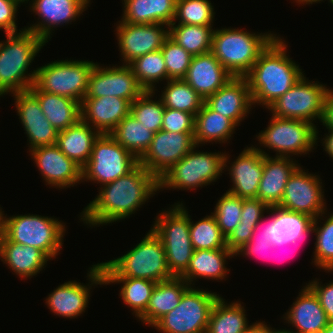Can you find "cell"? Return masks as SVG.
Segmentation results:
<instances>
[{"mask_svg":"<svg viewBox=\"0 0 333 333\" xmlns=\"http://www.w3.org/2000/svg\"><path fill=\"white\" fill-rule=\"evenodd\" d=\"M99 264L104 277L141 278L154 282L174 277L168 269L162 241L152 229L123 256Z\"/></svg>","mask_w":333,"mask_h":333,"instance_id":"obj_4","label":"cell"},{"mask_svg":"<svg viewBox=\"0 0 333 333\" xmlns=\"http://www.w3.org/2000/svg\"><path fill=\"white\" fill-rule=\"evenodd\" d=\"M264 154L263 175L259 184L257 199L269 207L278 206L283 197L287 181L300 166L290 157H270L262 149L255 147Z\"/></svg>","mask_w":333,"mask_h":333,"instance_id":"obj_26","label":"cell"},{"mask_svg":"<svg viewBox=\"0 0 333 333\" xmlns=\"http://www.w3.org/2000/svg\"><path fill=\"white\" fill-rule=\"evenodd\" d=\"M30 91L37 97L43 114L58 132L67 129L81 119L78 101L41 90Z\"/></svg>","mask_w":333,"mask_h":333,"instance_id":"obj_35","label":"cell"},{"mask_svg":"<svg viewBox=\"0 0 333 333\" xmlns=\"http://www.w3.org/2000/svg\"><path fill=\"white\" fill-rule=\"evenodd\" d=\"M273 333H295V332H293V331H290V330H285V329H283V330H273Z\"/></svg>","mask_w":333,"mask_h":333,"instance_id":"obj_61","label":"cell"},{"mask_svg":"<svg viewBox=\"0 0 333 333\" xmlns=\"http://www.w3.org/2000/svg\"><path fill=\"white\" fill-rule=\"evenodd\" d=\"M255 226L237 225L231 234L226 238L227 248L236 253L250 239Z\"/></svg>","mask_w":333,"mask_h":333,"instance_id":"obj_53","label":"cell"},{"mask_svg":"<svg viewBox=\"0 0 333 333\" xmlns=\"http://www.w3.org/2000/svg\"><path fill=\"white\" fill-rule=\"evenodd\" d=\"M195 116L191 113L177 109H164L162 120L163 131L168 132H194Z\"/></svg>","mask_w":333,"mask_h":333,"instance_id":"obj_48","label":"cell"},{"mask_svg":"<svg viewBox=\"0 0 333 333\" xmlns=\"http://www.w3.org/2000/svg\"><path fill=\"white\" fill-rule=\"evenodd\" d=\"M228 168L233 187L228 190L243 199L257 198L263 175L264 154L247 146Z\"/></svg>","mask_w":333,"mask_h":333,"instance_id":"obj_24","label":"cell"},{"mask_svg":"<svg viewBox=\"0 0 333 333\" xmlns=\"http://www.w3.org/2000/svg\"><path fill=\"white\" fill-rule=\"evenodd\" d=\"M256 137L260 145L274 149L276 156L290 157L312 151L317 144L318 130L314 122L272 115L268 127Z\"/></svg>","mask_w":333,"mask_h":333,"instance_id":"obj_11","label":"cell"},{"mask_svg":"<svg viewBox=\"0 0 333 333\" xmlns=\"http://www.w3.org/2000/svg\"><path fill=\"white\" fill-rule=\"evenodd\" d=\"M326 128H333V90H329L324 103V113L321 121Z\"/></svg>","mask_w":333,"mask_h":333,"instance_id":"obj_54","label":"cell"},{"mask_svg":"<svg viewBox=\"0 0 333 333\" xmlns=\"http://www.w3.org/2000/svg\"><path fill=\"white\" fill-rule=\"evenodd\" d=\"M317 280L308 283V287L317 296L322 308L324 309L328 321H333V281L322 285Z\"/></svg>","mask_w":333,"mask_h":333,"instance_id":"obj_51","label":"cell"},{"mask_svg":"<svg viewBox=\"0 0 333 333\" xmlns=\"http://www.w3.org/2000/svg\"><path fill=\"white\" fill-rule=\"evenodd\" d=\"M321 333H333V321L329 322L328 325L321 331Z\"/></svg>","mask_w":333,"mask_h":333,"instance_id":"obj_59","label":"cell"},{"mask_svg":"<svg viewBox=\"0 0 333 333\" xmlns=\"http://www.w3.org/2000/svg\"><path fill=\"white\" fill-rule=\"evenodd\" d=\"M190 285L181 277L157 282L146 311L139 321L153 326L160 318L179 305L183 293Z\"/></svg>","mask_w":333,"mask_h":333,"instance_id":"obj_30","label":"cell"},{"mask_svg":"<svg viewBox=\"0 0 333 333\" xmlns=\"http://www.w3.org/2000/svg\"><path fill=\"white\" fill-rule=\"evenodd\" d=\"M269 220V221H268ZM263 218L257 223L254 228L253 234L251 237H263V238H270V219H266V222L263 224ZM264 225V226H263Z\"/></svg>","mask_w":333,"mask_h":333,"instance_id":"obj_55","label":"cell"},{"mask_svg":"<svg viewBox=\"0 0 333 333\" xmlns=\"http://www.w3.org/2000/svg\"><path fill=\"white\" fill-rule=\"evenodd\" d=\"M163 24H128L119 21L116 35L123 64L150 52L161 50L169 38V26ZM168 28V29H167Z\"/></svg>","mask_w":333,"mask_h":333,"instance_id":"obj_17","label":"cell"},{"mask_svg":"<svg viewBox=\"0 0 333 333\" xmlns=\"http://www.w3.org/2000/svg\"><path fill=\"white\" fill-rule=\"evenodd\" d=\"M209 0H177L173 23L178 24L213 25L214 8Z\"/></svg>","mask_w":333,"mask_h":333,"instance_id":"obj_45","label":"cell"},{"mask_svg":"<svg viewBox=\"0 0 333 333\" xmlns=\"http://www.w3.org/2000/svg\"><path fill=\"white\" fill-rule=\"evenodd\" d=\"M204 103L239 126L253 105L247 78H231L214 94L208 96Z\"/></svg>","mask_w":333,"mask_h":333,"instance_id":"obj_22","label":"cell"},{"mask_svg":"<svg viewBox=\"0 0 333 333\" xmlns=\"http://www.w3.org/2000/svg\"><path fill=\"white\" fill-rule=\"evenodd\" d=\"M3 211L0 208V231L2 229V225H3V219H4V214L2 213Z\"/></svg>","mask_w":333,"mask_h":333,"instance_id":"obj_62","label":"cell"},{"mask_svg":"<svg viewBox=\"0 0 333 333\" xmlns=\"http://www.w3.org/2000/svg\"><path fill=\"white\" fill-rule=\"evenodd\" d=\"M314 233V226L313 224L305 231L302 233V235L300 237H298V239L294 242H292L291 244H287V245H284V246H274L273 247V252H272V255H276L278 252H280V250L282 251V249L284 248H287V247H292V246H295L297 247L298 243H301V241H303V239H305V237H307L310 233ZM282 248V249H281ZM279 254V253H278ZM277 254V255H278ZM276 257V256H275Z\"/></svg>","mask_w":333,"mask_h":333,"instance_id":"obj_56","label":"cell"},{"mask_svg":"<svg viewBox=\"0 0 333 333\" xmlns=\"http://www.w3.org/2000/svg\"><path fill=\"white\" fill-rule=\"evenodd\" d=\"M101 187L99 195L90 201L81 215L82 221L90 226L105 225L129 217L159 191V182L138 164L127 175Z\"/></svg>","mask_w":333,"mask_h":333,"instance_id":"obj_1","label":"cell"},{"mask_svg":"<svg viewBox=\"0 0 333 333\" xmlns=\"http://www.w3.org/2000/svg\"><path fill=\"white\" fill-rule=\"evenodd\" d=\"M161 51L167 69V80L183 79L193 56L170 37L164 42Z\"/></svg>","mask_w":333,"mask_h":333,"instance_id":"obj_47","label":"cell"},{"mask_svg":"<svg viewBox=\"0 0 333 333\" xmlns=\"http://www.w3.org/2000/svg\"><path fill=\"white\" fill-rule=\"evenodd\" d=\"M299 4H312V3H317L323 0H295Z\"/></svg>","mask_w":333,"mask_h":333,"instance_id":"obj_60","label":"cell"},{"mask_svg":"<svg viewBox=\"0 0 333 333\" xmlns=\"http://www.w3.org/2000/svg\"><path fill=\"white\" fill-rule=\"evenodd\" d=\"M176 2L177 0H124L121 21L128 24L170 26L174 21Z\"/></svg>","mask_w":333,"mask_h":333,"instance_id":"obj_31","label":"cell"},{"mask_svg":"<svg viewBox=\"0 0 333 333\" xmlns=\"http://www.w3.org/2000/svg\"><path fill=\"white\" fill-rule=\"evenodd\" d=\"M190 238L194 250L228 249L226 237L212 214L195 224L190 218Z\"/></svg>","mask_w":333,"mask_h":333,"instance_id":"obj_42","label":"cell"},{"mask_svg":"<svg viewBox=\"0 0 333 333\" xmlns=\"http://www.w3.org/2000/svg\"><path fill=\"white\" fill-rule=\"evenodd\" d=\"M132 102L116 96L84 98L80 104L81 119L100 134H109L130 114ZM89 120V121H88Z\"/></svg>","mask_w":333,"mask_h":333,"instance_id":"obj_23","label":"cell"},{"mask_svg":"<svg viewBox=\"0 0 333 333\" xmlns=\"http://www.w3.org/2000/svg\"><path fill=\"white\" fill-rule=\"evenodd\" d=\"M19 5L15 0H0V29L5 34L18 33L15 19Z\"/></svg>","mask_w":333,"mask_h":333,"instance_id":"obj_50","label":"cell"},{"mask_svg":"<svg viewBox=\"0 0 333 333\" xmlns=\"http://www.w3.org/2000/svg\"><path fill=\"white\" fill-rule=\"evenodd\" d=\"M196 146L194 132H168L159 130L139 164L159 179L173 165Z\"/></svg>","mask_w":333,"mask_h":333,"instance_id":"obj_14","label":"cell"},{"mask_svg":"<svg viewBox=\"0 0 333 333\" xmlns=\"http://www.w3.org/2000/svg\"><path fill=\"white\" fill-rule=\"evenodd\" d=\"M138 82L145 91L155 90L154 83L167 80V69L161 50L135 58L128 64Z\"/></svg>","mask_w":333,"mask_h":333,"instance_id":"obj_41","label":"cell"},{"mask_svg":"<svg viewBox=\"0 0 333 333\" xmlns=\"http://www.w3.org/2000/svg\"><path fill=\"white\" fill-rule=\"evenodd\" d=\"M242 206L243 198L226 191L218 200L215 211L211 213L226 238L240 223Z\"/></svg>","mask_w":333,"mask_h":333,"instance_id":"obj_46","label":"cell"},{"mask_svg":"<svg viewBox=\"0 0 333 333\" xmlns=\"http://www.w3.org/2000/svg\"><path fill=\"white\" fill-rule=\"evenodd\" d=\"M268 209L269 206L257 198L243 199L239 225L256 226L264 218V211Z\"/></svg>","mask_w":333,"mask_h":333,"instance_id":"obj_49","label":"cell"},{"mask_svg":"<svg viewBox=\"0 0 333 333\" xmlns=\"http://www.w3.org/2000/svg\"><path fill=\"white\" fill-rule=\"evenodd\" d=\"M48 185L66 188L82 182V168L68 158L56 144L29 150Z\"/></svg>","mask_w":333,"mask_h":333,"instance_id":"obj_19","label":"cell"},{"mask_svg":"<svg viewBox=\"0 0 333 333\" xmlns=\"http://www.w3.org/2000/svg\"><path fill=\"white\" fill-rule=\"evenodd\" d=\"M100 133L79 119L67 129L58 132L56 145L72 161L83 168L90 159L95 140Z\"/></svg>","mask_w":333,"mask_h":333,"instance_id":"obj_29","label":"cell"},{"mask_svg":"<svg viewBox=\"0 0 333 333\" xmlns=\"http://www.w3.org/2000/svg\"><path fill=\"white\" fill-rule=\"evenodd\" d=\"M15 1H17L19 4H21V3L25 2V1H27V3H28L29 0H15Z\"/></svg>","mask_w":333,"mask_h":333,"instance_id":"obj_63","label":"cell"},{"mask_svg":"<svg viewBox=\"0 0 333 333\" xmlns=\"http://www.w3.org/2000/svg\"><path fill=\"white\" fill-rule=\"evenodd\" d=\"M144 91L129 65L111 68L96 63L89 75L85 98L116 96L133 102Z\"/></svg>","mask_w":333,"mask_h":333,"instance_id":"obj_16","label":"cell"},{"mask_svg":"<svg viewBox=\"0 0 333 333\" xmlns=\"http://www.w3.org/2000/svg\"><path fill=\"white\" fill-rule=\"evenodd\" d=\"M329 88L316 81H308L304 75L284 95L267 109L273 116L313 122L322 121L324 103Z\"/></svg>","mask_w":333,"mask_h":333,"instance_id":"obj_13","label":"cell"},{"mask_svg":"<svg viewBox=\"0 0 333 333\" xmlns=\"http://www.w3.org/2000/svg\"><path fill=\"white\" fill-rule=\"evenodd\" d=\"M196 147L158 179L159 190L164 188L190 190L206 186L219 178L223 170L229 167L226 164L229 162L227 154L200 152L195 149Z\"/></svg>","mask_w":333,"mask_h":333,"instance_id":"obj_8","label":"cell"},{"mask_svg":"<svg viewBox=\"0 0 333 333\" xmlns=\"http://www.w3.org/2000/svg\"><path fill=\"white\" fill-rule=\"evenodd\" d=\"M274 33H250L243 29H214L211 53L234 77H245L260 53L276 37Z\"/></svg>","mask_w":333,"mask_h":333,"instance_id":"obj_5","label":"cell"},{"mask_svg":"<svg viewBox=\"0 0 333 333\" xmlns=\"http://www.w3.org/2000/svg\"><path fill=\"white\" fill-rule=\"evenodd\" d=\"M320 214L313 221L314 233L316 234L314 261L315 266L323 270L333 271V213L326 218L325 223L319 224L318 219H322ZM322 226V227H321Z\"/></svg>","mask_w":333,"mask_h":333,"instance_id":"obj_44","label":"cell"},{"mask_svg":"<svg viewBox=\"0 0 333 333\" xmlns=\"http://www.w3.org/2000/svg\"><path fill=\"white\" fill-rule=\"evenodd\" d=\"M156 90L144 91L131 104L130 114L154 133L162 128L165 106L161 100H152Z\"/></svg>","mask_w":333,"mask_h":333,"instance_id":"obj_43","label":"cell"},{"mask_svg":"<svg viewBox=\"0 0 333 333\" xmlns=\"http://www.w3.org/2000/svg\"><path fill=\"white\" fill-rule=\"evenodd\" d=\"M236 254L229 249L194 250L186 271L180 276L190 286L193 279L223 280L230 270L226 268V259ZM197 277V278H196Z\"/></svg>","mask_w":333,"mask_h":333,"instance_id":"obj_33","label":"cell"},{"mask_svg":"<svg viewBox=\"0 0 333 333\" xmlns=\"http://www.w3.org/2000/svg\"><path fill=\"white\" fill-rule=\"evenodd\" d=\"M233 77L218 59L208 52L192 57L183 80L205 100Z\"/></svg>","mask_w":333,"mask_h":333,"instance_id":"obj_25","label":"cell"},{"mask_svg":"<svg viewBox=\"0 0 333 333\" xmlns=\"http://www.w3.org/2000/svg\"><path fill=\"white\" fill-rule=\"evenodd\" d=\"M89 281L88 285L80 282L68 281L59 285L46 297V304L50 311L59 317L74 318L85 312L90 299V287L94 284L104 285V272L101 265L95 264L87 273ZM91 285V286H89Z\"/></svg>","mask_w":333,"mask_h":333,"instance_id":"obj_18","label":"cell"},{"mask_svg":"<svg viewBox=\"0 0 333 333\" xmlns=\"http://www.w3.org/2000/svg\"><path fill=\"white\" fill-rule=\"evenodd\" d=\"M104 283H122L120 296L132 308L135 317L139 318L146 311L157 282L141 278L104 277Z\"/></svg>","mask_w":333,"mask_h":333,"instance_id":"obj_39","label":"cell"},{"mask_svg":"<svg viewBox=\"0 0 333 333\" xmlns=\"http://www.w3.org/2000/svg\"><path fill=\"white\" fill-rule=\"evenodd\" d=\"M154 132L137 121L131 114L123 118L109 135L138 160L148 150Z\"/></svg>","mask_w":333,"mask_h":333,"instance_id":"obj_37","label":"cell"},{"mask_svg":"<svg viewBox=\"0 0 333 333\" xmlns=\"http://www.w3.org/2000/svg\"><path fill=\"white\" fill-rule=\"evenodd\" d=\"M288 310L283 318L297 329L295 333H321L329 323L317 296L308 286H304Z\"/></svg>","mask_w":333,"mask_h":333,"instance_id":"obj_27","label":"cell"},{"mask_svg":"<svg viewBox=\"0 0 333 333\" xmlns=\"http://www.w3.org/2000/svg\"><path fill=\"white\" fill-rule=\"evenodd\" d=\"M245 333H273V329L266 325L265 321H260L250 325Z\"/></svg>","mask_w":333,"mask_h":333,"instance_id":"obj_57","label":"cell"},{"mask_svg":"<svg viewBox=\"0 0 333 333\" xmlns=\"http://www.w3.org/2000/svg\"><path fill=\"white\" fill-rule=\"evenodd\" d=\"M219 295L189 286L179 305L160 318L152 327L163 333L206 332L213 304Z\"/></svg>","mask_w":333,"mask_h":333,"instance_id":"obj_10","label":"cell"},{"mask_svg":"<svg viewBox=\"0 0 333 333\" xmlns=\"http://www.w3.org/2000/svg\"><path fill=\"white\" fill-rule=\"evenodd\" d=\"M0 232L9 241L38 248L52 259L62 249L65 225L57 218L33 214L4 216Z\"/></svg>","mask_w":333,"mask_h":333,"instance_id":"obj_7","label":"cell"},{"mask_svg":"<svg viewBox=\"0 0 333 333\" xmlns=\"http://www.w3.org/2000/svg\"><path fill=\"white\" fill-rule=\"evenodd\" d=\"M138 164L139 160L109 134H100L82 168V180L104 185L127 175Z\"/></svg>","mask_w":333,"mask_h":333,"instance_id":"obj_12","label":"cell"},{"mask_svg":"<svg viewBox=\"0 0 333 333\" xmlns=\"http://www.w3.org/2000/svg\"><path fill=\"white\" fill-rule=\"evenodd\" d=\"M31 10L41 18V22L25 27V30L35 33L46 43L54 27L69 24L79 18L89 6L90 0H32Z\"/></svg>","mask_w":333,"mask_h":333,"instance_id":"obj_21","label":"cell"},{"mask_svg":"<svg viewBox=\"0 0 333 333\" xmlns=\"http://www.w3.org/2000/svg\"><path fill=\"white\" fill-rule=\"evenodd\" d=\"M0 259L22 279L32 278L33 275L39 274L50 260L40 249L11 242L1 232Z\"/></svg>","mask_w":333,"mask_h":333,"instance_id":"obj_28","label":"cell"},{"mask_svg":"<svg viewBox=\"0 0 333 333\" xmlns=\"http://www.w3.org/2000/svg\"><path fill=\"white\" fill-rule=\"evenodd\" d=\"M212 26L172 23L169 26V37L192 56L205 54L211 52L214 33Z\"/></svg>","mask_w":333,"mask_h":333,"instance_id":"obj_38","label":"cell"},{"mask_svg":"<svg viewBox=\"0 0 333 333\" xmlns=\"http://www.w3.org/2000/svg\"><path fill=\"white\" fill-rule=\"evenodd\" d=\"M95 64L88 60H59L47 63L36 69L35 79L29 90L61 95L81 104Z\"/></svg>","mask_w":333,"mask_h":333,"instance_id":"obj_9","label":"cell"},{"mask_svg":"<svg viewBox=\"0 0 333 333\" xmlns=\"http://www.w3.org/2000/svg\"><path fill=\"white\" fill-rule=\"evenodd\" d=\"M328 132L330 133L329 135L327 134L322 140L323 141V146L324 150L331 156L333 159V128H327Z\"/></svg>","mask_w":333,"mask_h":333,"instance_id":"obj_58","label":"cell"},{"mask_svg":"<svg viewBox=\"0 0 333 333\" xmlns=\"http://www.w3.org/2000/svg\"><path fill=\"white\" fill-rule=\"evenodd\" d=\"M19 31L6 34V41L0 42V96L8 92L14 94L29 90L33 85L36 70L27 73L28 67L46 44L31 31Z\"/></svg>","mask_w":333,"mask_h":333,"instance_id":"obj_3","label":"cell"},{"mask_svg":"<svg viewBox=\"0 0 333 333\" xmlns=\"http://www.w3.org/2000/svg\"><path fill=\"white\" fill-rule=\"evenodd\" d=\"M13 96L18 116L29 139V150L56 144L58 131L43 114L37 97L30 90L14 93Z\"/></svg>","mask_w":333,"mask_h":333,"instance_id":"obj_20","label":"cell"},{"mask_svg":"<svg viewBox=\"0 0 333 333\" xmlns=\"http://www.w3.org/2000/svg\"><path fill=\"white\" fill-rule=\"evenodd\" d=\"M222 297H218L213 304L207 333H245L248 329L247 315L241 302L227 304Z\"/></svg>","mask_w":333,"mask_h":333,"instance_id":"obj_36","label":"cell"},{"mask_svg":"<svg viewBox=\"0 0 333 333\" xmlns=\"http://www.w3.org/2000/svg\"><path fill=\"white\" fill-rule=\"evenodd\" d=\"M274 245L271 242L270 238H263V237H251V239L241 248L239 249L235 254H245L243 256H254L256 257V254L264 255L266 258L267 255L265 254H271L273 252ZM264 253V254H263ZM269 257V256H268Z\"/></svg>","mask_w":333,"mask_h":333,"instance_id":"obj_52","label":"cell"},{"mask_svg":"<svg viewBox=\"0 0 333 333\" xmlns=\"http://www.w3.org/2000/svg\"><path fill=\"white\" fill-rule=\"evenodd\" d=\"M161 91V102L165 108L177 109L194 116L201 109L204 99L183 79L167 80Z\"/></svg>","mask_w":333,"mask_h":333,"instance_id":"obj_40","label":"cell"},{"mask_svg":"<svg viewBox=\"0 0 333 333\" xmlns=\"http://www.w3.org/2000/svg\"><path fill=\"white\" fill-rule=\"evenodd\" d=\"M318 175L305 172L300 166L287 181L281 208L289 211L303 213L316 219L325 209L324 191Z\"/></svg>","mask_w":333,"mask_h":333,"instance_id":"obj_15","label":"cell"},{"mask_svg":"<svg viewBox=\"0 0 333 333\" xmlns=\"http://www.w3.org/2000/svg\"><path fill=\"white\" fill-rule=\"evenodd\" d=\"M270 210V211H269ZM270 236L274 246H284L296 241L314 221L309 215L289 211L279 206H270Z\"/></svg>","mask_w":333,"mask_h":333,"instance_id":"obj_32","label":"cell"},{"mask_svg":"<svg viewBox=\"0 0 333 333\" xmlns=\"http://www.w3.org/2000/svg\"><path fill=\"white\" fill-rule=\"evenodd\" d=\"M237 125L228 117L210 109L205 103L195 115L194 141L197 147L199 144L225 143L231 139Z\"/></svg>","mask_w":333,"mask_h":333,"instance_id":"obj_34","label":"cell"},{"mask_svg":"<svg viewBox=\"0 0 333 333\" xmlns=\"http://www.w3.org/2000/svg\"><path fill=\"white\" fill-rule=\"evenodd\" d=\"M172 207L158 214L151 229L162 241L169 271L173 276L180 277L188 268L194 249L187 209L182 202Z\"/></svg>","mask_w":333,"mask_h":333,"instance_id":"obj_6","label":"cell"},{"mask_svg":"<svg viewBox=\"0 0 333 333\" xmlns=\"http://www.w3.org/2000/svg\"><path fill=\"white\" fill-rule=\"evenodd\" d=\"M283 41L276 36L245 76L253 105L259 103L268 108L303 76L299 65L287 55V43Z\"/></svg>","mask_w":333,"mask_h":333,"instance_id":"obj_2","label":"cell"}]
</instances>
